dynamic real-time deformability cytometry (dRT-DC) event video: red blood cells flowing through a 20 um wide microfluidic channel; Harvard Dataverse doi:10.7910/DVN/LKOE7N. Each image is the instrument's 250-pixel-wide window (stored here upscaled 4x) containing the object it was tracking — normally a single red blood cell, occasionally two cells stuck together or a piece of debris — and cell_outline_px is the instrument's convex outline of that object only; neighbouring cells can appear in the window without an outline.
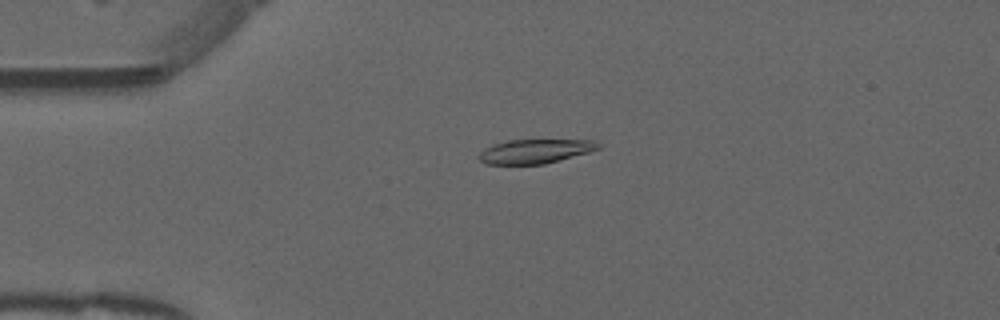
{"species": "common noctule bat (a hibernating species)", "species_latin": "Nyctalus noctula", "temperature_condition": "warm", "stored_images_in_passage": 53, "camera_frame_rate_fps": 3000, "um_per_image_px": 0.085, "animal": {"sex": "male", "forearm_length_mm": 52.5}, "frame": {"image": 1, "passage_image": 13, "time_ms": 4.0, "image_size_px": [1000, 320], "cell_outline_px": [[600, 148], [588, 152], [544, 164], [484, 164], [476, 156], [484, 148], [492, 144], [508, 140], [592, 140], [600, 144]], "centroid_in_image_um": [45.42, 12.86], "position_along_channel_um": 39.6, "area_um2": 16.76}}
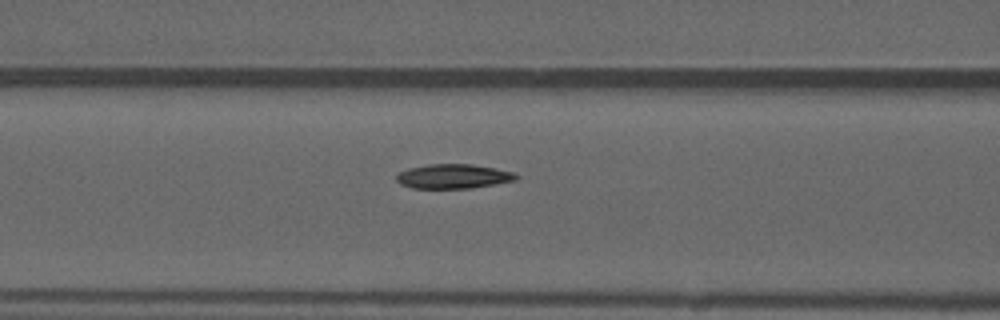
{"frame": {"image": 2, "passage_image": 22, "time_ms": 7.0, "image_size_px": [1000, 320], "cell_outline_px": [[520, 176], [516, 180], [472, 188], [412, 188], [400, 184], [396, 180], [396, 176], [400, 172], [408, 168], [428, 164], [472, 164], [496, 168], [516, 172]], "centroid_in_image_um": [38.56, 14.98], "position_along_channel_um": 128.0, "area_um2": 17.17}}
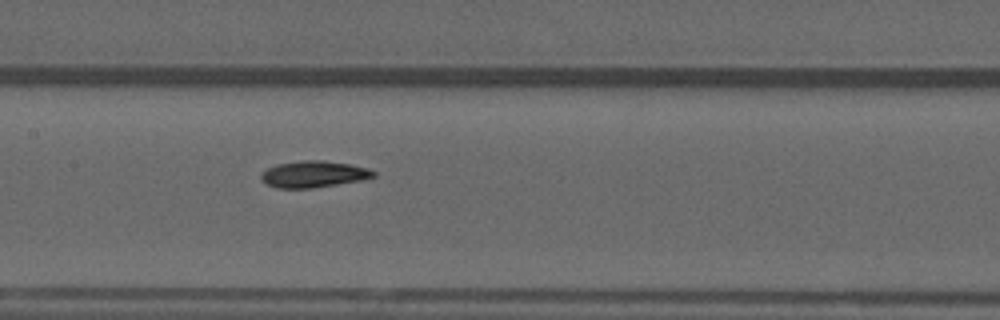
{"frame": {"image": 3, "passage_image": 26, "time_ms": 8.333, "image_size_px": [1000, 320], "cell_outline_px": [[376, 176], [360, 180], [312, 188], [276, 188], [264, 184], [260, 180], [260, 176], [268, 168], [276, 164], [304, 160], [320, 160], [348, 164], [368, 168], [376, 172]], "centroid_in_image_um": [26.62, 14.81], "position_along_channel_um": 180.8, "area_um2": 17.28}, "authors_computed_cell_mechanics": {"area_um2": 17.1088, "velocity_mm_per_s": 3.936, "shape_relaxation_time_tau1_ms": 9.3792, "shape_relaxation_time_tau2_ms": 8.601, "deformation_change_tau1": 0.2413, "deformation_change_tau2": 0.1268}}